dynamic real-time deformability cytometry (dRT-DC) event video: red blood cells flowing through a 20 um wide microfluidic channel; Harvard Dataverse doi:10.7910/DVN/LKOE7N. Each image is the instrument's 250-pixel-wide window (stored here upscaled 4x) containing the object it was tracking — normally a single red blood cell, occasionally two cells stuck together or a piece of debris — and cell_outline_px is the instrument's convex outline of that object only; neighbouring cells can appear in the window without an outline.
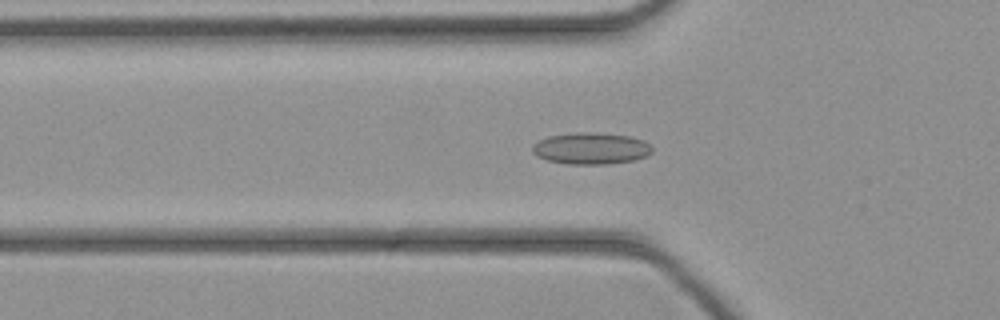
{"species": "common noctule bat (a hibernating species)", "species_latin": "Nyctalus noctula", "temperature_condition": "cold", "stored_images_in_passage": 46, "camera_frame_rate_fps": 3000, "um_per_image_px": 0.085, "animal": {"sex": "female", "body_mass_g": 21.9}, "frame": {"image": 1, "passage_image": 15, "time_ms": 4.667, "image_size_px": [1000, 320], "cell_outline_px": [[652, 152], [648, 156], [636, 160], [608, 164], [568, 164], [548, 160], [536, 156], [532, 152], [532, 144], [536, 140], [548, 136], [576, 132], [592, 132], [632, 136], [644, 140], [652, 148]], "centroid_in_image_um": [50.23, 12.61], "position_along_channel_um": 75.6, "area_um2": 22.43}}
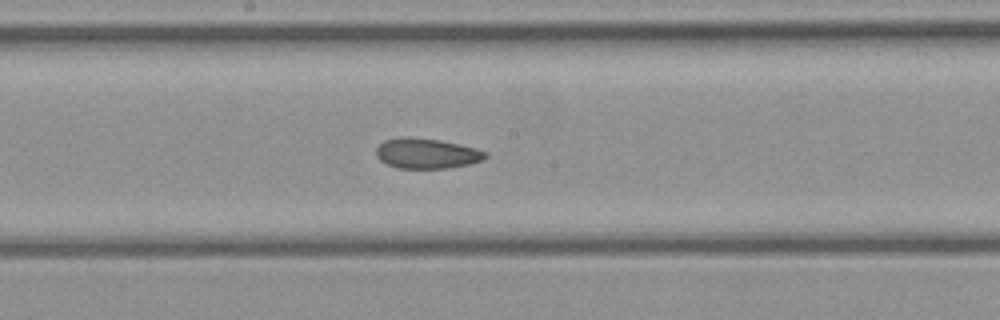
{"frame": {"image": 2, "passage_image": 24, "time_ms": 7.667, "image_size_px": [1000, 320], "cell_outline_px": [[488, 156], [484, 160], [472, 164], [448, 168], [396, 168], [380, 160], [376, 156], [376, 148], [384, 140], [408, 136], [440, 140], [460, 144], [476, 148], [488, 152]], "centroid_in_image_um": [36.31, 13.04], "position_along_channel_um": 211.9, "area_um2": 19.48}}
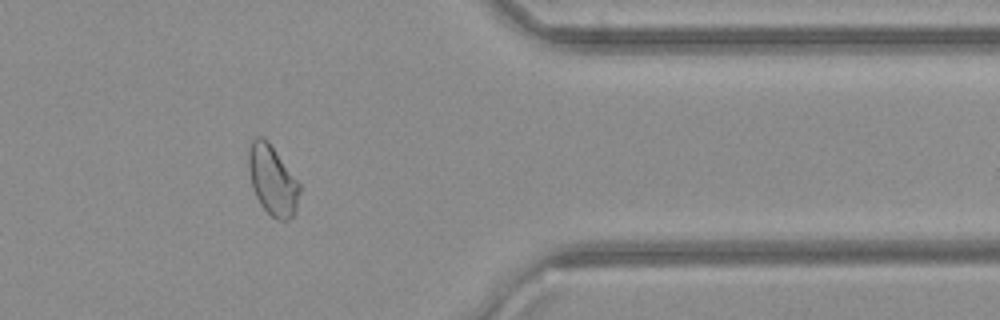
{"frame": {"image": 3, "passage_image": 37, "time_ms": 12.0, "image_size_px": [1000, 320], "cell_outline_px": [[300, 192], [296, 212], [288, 220], [280, 220], [272, 216], [260, 204], [252, 188], [248, 168], [248, 152], [252, 140], [256, 136], [264, 136], [268, 140], [300, 184]], "centroid_in_image_um": [23.16, 15.31], "position_along_channel_um": 388.2, "area_um2": 20.81}}